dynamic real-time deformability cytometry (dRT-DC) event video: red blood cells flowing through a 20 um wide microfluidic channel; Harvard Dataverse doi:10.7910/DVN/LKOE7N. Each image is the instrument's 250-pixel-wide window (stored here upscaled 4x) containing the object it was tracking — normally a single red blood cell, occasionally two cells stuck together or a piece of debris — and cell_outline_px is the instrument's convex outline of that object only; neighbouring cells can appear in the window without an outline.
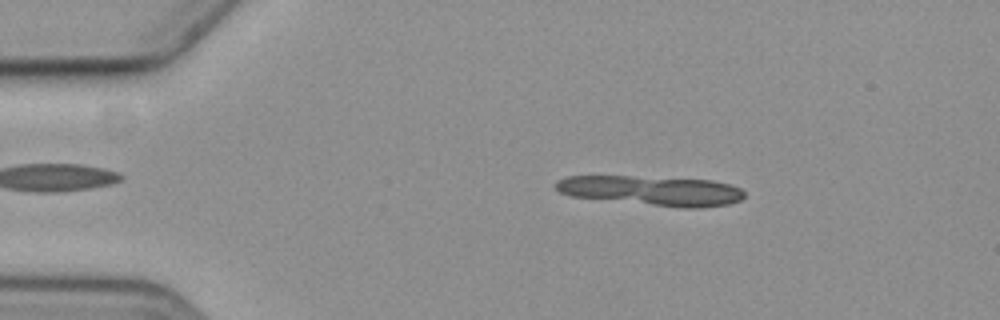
{"species": "common noctule bat (a hibernating species)", "species_latin": "Nyctalus noctula", "temperature_condition": "cold", "stored_images_in_passage": 14, "camera_frame_rate_fps": 3000, "um_per_image_px": 0.085, "animal": {"sex": "female", "body_mass_g": 19.3, "forearm_length_mm": 54.1}, "frame": {"image": 1, "passage_image": 10, "time_ms": 3.0, "image_size_px": [1000, 320], "cell_outline_px": [[744, 196], [740, 200], [728, 204], [700, 208], [684, 208], [572, 196], [560, 192], [556, 188], [556, 180], [568, 176], [632, 176], [712, 180], [728, 184], [740, 188], [744, 192]], "centroid_in_image_um": [55.42, 16.2], "position_along_channel_um": 29.6, "area_um2": 32.37}}